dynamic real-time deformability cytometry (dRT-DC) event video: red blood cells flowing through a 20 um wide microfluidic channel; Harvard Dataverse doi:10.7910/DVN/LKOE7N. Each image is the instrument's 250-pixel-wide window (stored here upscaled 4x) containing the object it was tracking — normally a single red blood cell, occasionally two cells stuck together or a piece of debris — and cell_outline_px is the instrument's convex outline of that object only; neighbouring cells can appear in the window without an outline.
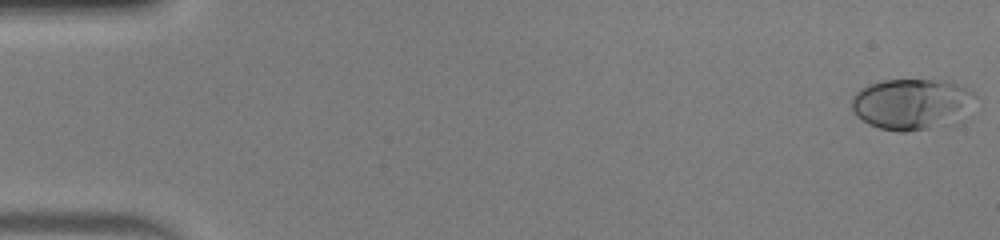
{"species": "human", "species_latin": "Homo sapiens", "temperature_condition": "warm", "stored_images_in_passage": 51, "camera_frame_rate_fps": 3000, "um_per_image_px": 0.085, "donor": {"sex": "male"}, "frame": {"image": 1, "passage_image": 1, "time_ms": 0.0, "image_size_px": [1000, 240], "cell_outline_px": [[976, 96], [928, 128], [904, 132], [900, 132], [880, 128], [868, 124], [856, 116], [852, 108], [852, 96], [860, 88], [868, 84], [880, 80], [952, 80], [976, 92]], "centroid_in_image_um": [77.24, 8.75], "position_along_channel_um": 7.8, "area_um2": 34.62}}
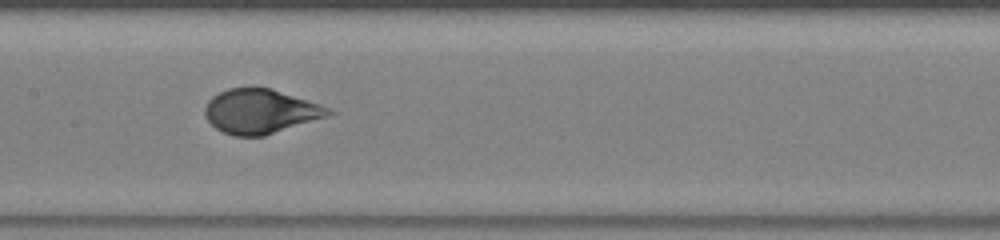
{"frame": {"image": 2, "passage_image": 26, "time_ms": 8.333, "image_size_px": [1000, 240], "cell_outline_px": [[336, 112], [328, 116], [264, 136], [232, 136], [216, 128], [208, 120], [204, 112], [204, 108], [208, 100], [212, 96], [228, 88], [272, 88], [332, 108]], "centroid_in_image_um": [22.15, 9.46], "position_along_channel_um": 185.2, "area_um2": 31.96}}
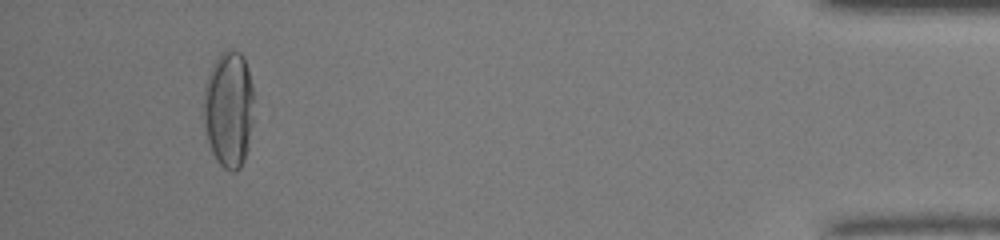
{"frame": {"image": 3, "passage_image": 48, "time_ms": 15.667, "image_size_px": [1000, 240], "cell_outline_px": [[252, 124], [248, 148], [244, 160], [240, 168], [236, 172], [232, 172], [224, 168], [216, 160], [212, 152], [208, 140], [204, 120], [204, 88], [212, 64], [216, 56], [228, 48], [232, 48], [240, 52], [244, 56], [248, 68], [252, 84]], "centroid_in_image_um": [19.45, 9.25], "position_along_channel_um": 415.8, "area_um2": 34.33}, "authors_computed_cell_mechanics": {"area_um2": 32.7726, "velocity_mm_per_s": 4.0514, "shape_relaxation_time_tau1_ms": 4.2507, "shape_relaxation_time_tau2_ms": null, "deformation_change_tau1": 0.2334, "deformation_change_tau2": null}}